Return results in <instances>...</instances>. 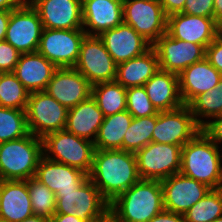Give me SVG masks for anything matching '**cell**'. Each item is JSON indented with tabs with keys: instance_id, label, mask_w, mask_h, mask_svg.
<instances>
[{
	"instance_id": "obj_5",
	"label": "cell",
	"mask_w": 222,
	"mask_h": 222,
	"mask_svg": "<svg viewBox=\"0 0 222 222\" xmlns=\"http://www.w3.org/2000/svg\"><path fill=\"white\" fill-rule=\"evenodd\" d=\"M43 156L90 174L95 152L94 143L66 129L49 133L42 138ZM51 154V156H50Z\"/></svg>"
},
{
	"instance_id": "obj_4",
	"label": "cell",
	"mask_w": 222,
	"mask_h": 222,
	"mask_svg": "<svg viewBox=\"0 0 222 222\" xmlns=\"http://www.w3.org/2000/svg\"><path fill=\"white\" fill-rule=\"evenodd\" d=\"M42 157V138L31 133L0 143V180L19 181L34 177Z\"/></svg>"
},
{
	"instance_id": "obj_20",
	"label": "cell",
	"mask_w": 222,
	"mask_h": 222,
	"mask_svg": "<svg viewBox=\"0 0 222 222\" xmlns=\"http://www.w3.org/2000/svg\"><path fill=\"white\" fill-rule=\"evenodd\" d=\"M82 19L85 33L99 36L123 22V0H82Z\"/></svg>"
},
{
	"instance_id": "obj_3",
	"label": "cell",
	"mask_w": 222,
	"mask_h": 222,
	"mask_svg": "<svg viewBox=\"0 0 222 222\" xmlns=\"http://www.w3.org/2000/svg\"><path fill=\"white\" fill-rule=\"evenodd\" d=\"M202 130L181 149L180 173L211 189L222 188V153Z\"/></svg>"
},
{
	"instance_id": "obj_44",
	"label": "cell",
	"mask_w": 222,
	"mask_h": 222,
	"mask_svg": "<svg viewBox=\"0 0 222 222\" xmlns=\"http://www.w3.org/2000/svg\"><path fill=\"white\" fill-rule=\"evenodd\" d=\"M50 222H86L74 215L69 214H54Z\"/></svg>"
},
{
	"instance_id": "obj_6",
	"label": "cell",
	"mask_w": 222,
	"mask_h": 222,
	"mask_svg": "<svg viewBox=\"0 0 222 222\" xmlns=\"http://www.w3.org/2000/svg\"><path fill=\"white\" fill-rule=\"evenodd\" d=\"M55 214H69L86 222H97L109 214V203L87 178L76 191L56 193Z\"/></svg>"
},
{
	"instance_id": "obj_9",
	"label": "cell",
	"mask_w": 222,
	"mask_h": 222,
	"mask_svg": "<svg viewBox=\"0 0 222 222\" xmlns=\"http://www.w3.org/2000/svg\"><path fill=\"white\" fill-rule=\"evenodd\" d=\"M123 22L151 45L167 33V16L159 0H123Z\"/></svg>"
},
{
	"instance_id": "obj_15",
	"label": "cell",
	"mask_w": 222,
	"mask_h": 222,
	"mask_svg": "<svg viewBox=\"0 0 222 222\" xmlns=\"http://www.w3.org/2000/svg\"><path fill=\"white\" fill-rule=\"evenodd\" d=\"M161 185L164 210L182 215L211 190L207 185L180 172L162 180Z\"/></svg>"
},
{
	"instance_id": "obj_11",
	"label": "cell",
	"mask_w": 222,
	"mask_h": 222,
	"mask_svg": "<svg viewBox=\"0 0 222 222\" xmlns=\"http://www.w3.org/2000/svg\"><path fill=\"white\" fill-rule=\"evenodd\" d=\"M74 68L94 85L115 81L117 64L99 36L86 35L81 43L79 58Z\"/></svg>"
},
{
	"instance_id": "obj_25",
	"label": "cell",
	"mask_w": 222,
	"mask_h": 222,
	"mask_svg": "<svg viewBox=\"0 0 222 222\" xmlns=\"http://www.w3.org/2000/svg\"><path fill=\"white\" fill-rule=\"evenodd\" d=\"M146 93L158 111H171L184 105L178 75L158 70L145 84Z\"/></svg>"
},
{
	"instance_id": "obj_35",
	"label": "cell",
	"mask_w": 222,
	"mask_h": 222,
	"mask_svg": "<svg viewBox=\"0 0 222 222\" xmlns=\"http://www.w3.org/2000/svg\"><path fill=\"white\" fill-rule=\"evenodd\" d=\"M27 188L34 215L51 220L56 210L55 194L34 177L27 180Z\"/></svg>"
},
{
	"instance_id": "obj_48",
	"label": "cell",
	"mask_w": 222,
	"mask_h": 222,
	"mask_svg": "<svg viewBox=\"0 0 222 222\" xmlns=\"http://www.w3.org/2000/svg\"><path fill=\"white\" fill-rule=\"evenodd\" d=\"M97 222H114V219L110 214H108L103 219H101Z\"/></svg>"
},
{
	"instance_id": "obj_21",
	"label": "cell",
	"mask_w": 222,
	"mask_h": 222,
	"mask_svg": "<svg viewBox=\"0 0 222 222\" xmlns=\"http://www.w3.org/2000/svg\"><path fill=\"white\" fill-rule=\"evenodd\" d=\"M34 178L56 194L76 191L88 178V175L77 168L43 156L39 161Z\"/></svg>"
},
{
	"instance_id": "obj_37",
	"label": "cell",
	"mask_w": 222,
	"mask_h": 222,
	"mask_svg": "<svg viewBox=\"0 0 222 222\" xmlns=\"http://www.w3.org/2000/svg\"><path fill=\"white\" fill-rule=\"evenodd\" d=\"M20 54L6 40L0 41V73L14 72Z\"/></svg>"
},
{
	"instance_id": "obj_30",
	"label": "cell",
	"mask_w": 222,
	"mask_h": 222,
	"mask_svg": "<svg viewBox=\"0 0 222 222\" xmlns=\"http://www.w3.org/2000/svg\"><path fill=\"white\" fill-rule=\"evenodd\" d=\"M195 121L202 128L206 121L202 118H214L222 115V78L217 87L196 96L188 104Z\"/></svg>"
},
{
	"instance_id": "obj_23",
	"label": "cell",
	"mask_w": 222,
	"mask_h": 222,
	"mask_svg": "<svg viewBox=\"0 0 222 222\" xmlns=\"http://www.w3.org/2000/svg\"><path fill=\"white\" fill-rule=\"evenodd\" d=\"M33 215L27 180H0V219L21 222Z\"/></svg>"
},
{
	"instance_id": "obj_19",
	"label": "cell",
	"mask_w": 222,
	"mask_h": 222,
	"mask_svg": "<svg viewBox=\"0 0 222 222\" xmlns=\"http://www.w3.org/2000/svg\"><path fill=\"white\" fill-rule=\"evenodd\" d=\"M99 38L116 64L138 57L152 47L134 28L124 22L104 31Z\"/></svg>"
},
{
	"instance_id": "obj_18",
	"label": "cell",
	"mask_w": 222,
	"mask_h": 222,
	"mask_svg": "<svg viewBox=\"0 0 222 222\" xmlns=\"http://www.w3.org/2000/svg\"><path fill=\"white\" fill-rule=\"evenodd\" d=\"M31 6L44 29H83L82 0H36Z\"/></svg>"
},
{
	"instance_id": "obj_31",
	"label": "cell",
	"mask_w": 222,
	"mask_h": 222,
	"mask_svg": "<svg viewBox=\"0 0 222 222\" xmlns=\"http://www.w3.org/2000/svg\"><path fill=\"white\" fill-rule=\"evenodd\" d=\"M156 120L157 114L148 117H133L129 128L124 134L123 150L136 153L152 142Z\"/></svg>"
},
{
	"instance_id": "obj_22",
	"label": "cell",
	"mask_w": 222,
	"mask_h": 222,
	"mask_svg": "<svg viewBox=\"0 0 222 222\" xmlns=\"http://www.w3.org/2000/svg\"><path fill=\"white\" fill-rule=\"evenodd\" d=\"M178 78L181 99L188 105L199 94L217 87L222 74L204 58L188 66Z\"/></svg>"
},
{
	"instance_id": "obj_8",
	"label": "cell",
	"mask_w": 222,
	"mask_h": 222,
	"mask_svg": "<svg viewBox=\"0 0 222 222\" xmlns=\"http://www.w3.org/2000/svg\"><path fill=\"white\" fill-rule=\"evenodd\" d=\"M179 145L150 142L135 153L140 179L162 181L181 169Z\"/></svg>"
},
{
	"instance_id": "obj_27",
	"label": "cell",
	"mask_w": 222,
	"mask_h": 222,
	"mask_svg": "<svg viewBox=\"0 0 222 222\" xmlns=\"http://www.w3.org/2000/svg\"><path fill=\"white\" fill-rule=\"evenodd\" d=\"M159 69L157 52L151 47L144 54L117 64L115 81L126 89L144 86Z\"/></svg>"
},
{
	"instance_id": "obj_12",
	"label": "cell",
	"mask_w": 222,
	"mask_h": 222,
	"mask_svg": "<svg viewBox=\"0 0 222 222\" xmlns=\"http://www.w3.org/2000/svg\"><path fill=\"white\" fill-rule=\"evenodd\" d=\"M201 127L195 121L188 105L171 111H159L152 134V142L183 147L192 140Z\"/></svg>"
},
{
	"instance_id": "obj_13",
	"label": "cell",
	"mask_w": 222,
	"mask_h": 222,
	"mask_svg": "<svg viewBox=\"0 0 222 222\" xmlns=\"http://www.w3.org/2000/svg\"><path fill=\"white\" fill-rule=\"evenodd\" d=\"M43 29L38 12L23 5L11 10L5 40L21 54L37 52Z\"/></svg>"
},
{
	"instance_id": "obj_49",
	"label": "cell",
	"mask_w": 222,
	"mask_h": 222,
	"mask_svg": "<svg viewBox=\"0 0 222 222\" xmlns=\"http://www.w3.org/2000/svg\"><path fill=\"white\" fill-rule=\"evenodd\" d=\"M36 0H23L24 5H31Z\"/></svg>"
},
{
	"instance_id": "obj_33",
	"label": "cell",
	"mask_w": 222,
	"mask_h": 222,
	"mask_svg": "<svg viewBox=\"0 0 222 222\" xmlns=\"http://www.w3.org/2000/svg\"><path fill=\"white\" fill-rule=\"evenodd\" d=\"M28 134L26 111L0 106V143L17 140Z\"/></svg>"
},
{
	"instance_id": "obj_24",
	"label": "cell",
	"mask_w": 222,
	"mask_h": 222,
	"mask_svg": "<svg viewBox=\"0 0 222 222\" xmlns=\"http://www.w3.org/2000/svg\"><path fill=\"white\" fill-rule=\"evenodd\" d=\"M57 69L58 67L55 64L47 60L37 51L20 54L13 73L31 93L45 91L51 77Z\"/></svg>"
},
{
	"instance_id": "obj_50",
	"label": "cell",
	"mask_w": 222,
	"mask_h": 222,
	"mask_svg": "<svg viewBox=\"0 0 222 222\" xmlns=\"http://www.w3.org/2000/svg\"><path fill=\"white\" fill-rule=\"evenodd\" d=\"M213 222H222V216L219 218H216Z\"/></svg>"
},
{
	"instance_id": "obj_46",
	"label": "cell",
	"mask_w": 222,
	"mask_h": 222,
	"mask_svg": "<svg viewBox=\"0 0 222 222\" xmlns=\"http://www.w3.org/2000/svg\"><path fill=\"white\" fill-rule=\"evenodd\" d=\"M214 19L222 27V0H213Z\"/></svg>"
},
{
	"instance_id": "obj_1",
	"label": "cell",
	"mask_w": 222,
	"mask_h": 222,
	"mask_svg": "<svg viewBox=\"0 0 222 222\" xmlns=\"http://www.w3.org/2000/svg\"><path fill=\"white\" fill-rule=\"evenodd\" d=\"M88 178L111 203L140 180L135 153L118 150H95Z\"/></svg>"
},
{
	"instance_id": "obj_42",
	"label": "cell",
	"mask_w": 222,
	"mask_h": 222,
	"mask_svg": "<svg viewBox=\"0 0 222 222\" xmlns=\"http://www.w3.org/2000/svg\"><path fill=\"white\" fill-rule=\"evenodd\" d=\"M149 222H186L185 216L174 212L163 210L150 219Z\"/></svg>"
},
{
	"instance_id": "obj_34",
	"label": "cell",
	"mask_w": 222,
	"mask_h": 222,
	"mask_svg": "<svg viewBox=\"0 0 222 222\" xmlns=\"http://www.w3.org/2000/svg\"><path fill=\"white\" fill-rule=\"evenodd\" d=\"M186 222H213L222 216V188L210 192L185 214Z\"/></svg>"
},
{
	"instance_id": "obj_41",
	"label": "cell",
	"mask_w": 222,
	"mask_h": 222,
	"mask_svg": "<svg viewBox=\"0 0 222 222\" xmlns=\"http://www.w3.org/2000/svg\"><path fill=\"white\" fill-rule=\"evenodd\" d=\"M186 0H159L165 15L168 17L175 13H181Z\"/></svg>"
},
{
	"instance_id": "obj_2",
	"label": "cell",
	"mask_w": 222,
	"mask_h": 222,
	"mask_svg": "<svg viewBox=\"0 0 222 222\" xmlns=\"http://www.w3.org/2000/svg\"><path fill=\"white\" fill-rule=\"evenodd\" d=\"M164 210L161 181L140 179L109 203L115 222H149Z\"/></svg>"
},
{
	"instance_id": "obj_38",
	"label": "cell",
	"mask_w": 222,
	"mask_h": 222,
	"mask_svg": "<svg viewBox=\"0 0 222 222\" xmlns=\"http://www.w3.org/2000/svg\"><path fill=\"white\" fill-rule=\"evenodd\" d=\"M181 13L214 17V2L213 0H186Z\"/></svg>"
},
{
	"instance_id": "obj_14",
	"label": "cell",
	"mask_w": 222,
	"mask_h": 222,
	"mask_svg": "<svg viewBox=\"0 0 222 222\" xmlns=\"http://www.w3.org/2000/svg\"><path fill=\"white\" fill-rule=\"evenodd\" d=\"M152 47L157 52L160 70L177 75L203 60L206 54L202 45L172 38L168 33L163 34Z\"/></svg>"
},
{
	"instance_id": "obj_10",
	"label": "cell",
	"mask_w": 222,
	"mask_h": 222,
	"mask_svg": "<svg viewBox=\"0 0 222 222\" xmlns=\"http://www.w3.org/2000/svg\"><path fill=\"white\" fill-rule=\"evenodd\" d=\"M86 35L83 29H43L38 52L58 68L74 67Z\"/></svg>"
},
{
	"instance_id": "obj_17",
	"label": "cell",
	"mask_w": 222,
	"mask_h": 222,
	"mask_svg": "<svg viewBox=\"0 0 222 222\" xmlns=\"http://www.w3.org/2000/svg\"><path fill=\"white\" fill-rule=\"evenodd\" d=\"M45 91L67 109L91 97L92 84L74 67L58 68Z\"/></svg>"
},
{
	"instance_id": "obj_45",
	"label": "cell",
	"mask_w": 222,
	"mask_h": 222,
	"mask_svg": "<svg viewBox=\"0 0 222 222\" xmlns=\"http://www.w3.org/2000/svg\"><path fill=\"white\" fill-rule=\"evenodd\" d=\"M23 5V0H0V11L13 10Z\"/></svg>"
},
{
	"instance_id": "obj_43",
	"label": "cell",
	"mask_w": 222,
	"mask_h": 222,
	"mask_svg": "<svg viewBox=\"0 0 222 222\" xmlns=\"http://www.w3.org/2000/svg\"><path fill=\"white\" fill-rule=\"evenodd\" d=\"M11 10L0 11V41L5 40Z\"/></svg>"
},
{
	"instance_id": "obj_40",
	"label": "cell",
	"mask_w": 222,
	"mask_h": 222,
	"mask_svg": "<svg viewBox=\"0 0 222 222\" xmlns=\"http://www.w3.org/2000/svg\"><path fill=\"white\" fill-rule=\"evenodd\" d=\"M206 120L201 130L218 146L222 143V115Z\"/></svg>"
},
{
	"instance_id": "obj_36",
	"label": "cell",
	"mask_w": 222,
	"mask_h": 222,
	"mask_svg": "<svg viewBox=\"0 0 222 222\" xmlns=\"http://www.w3.org/2000/svg\"><path fill=\"white\" fill-rule=\"evenodd\" d=\"M126 110L135 118L148 117L159 113L151 103L144 86L126 89Z\"/></svg>"
},
{
	"instance_id": "obj_16",
	"label": "cell",
	"mask_w": 222,
	"mask_h": 222,
	"mask_svg": "<svg viewBox=\"0 0 222 222\" xmlns=\"http://www.w3.org/2000/svg\"><path fill=\"white\" fill-rule=\"evenodd\" d=\"M222 32L214 17L175 13L167 17V33L178 40L206 47Z\"/></svg>"
},
{
	"instance_id": "obj_26",
	"label": "cell",
	"mask_w": 222,
	"mask_h": 222,
	"mask_svg": "<svg viewBox=\"0 0 222 222\" xmlns=\"http://www.w3.org/2000/svg\"><path fill=\"white\" fill-rule=\"evenodd\" d=\"M103 120V112L91 96L75 107L68 109L65 129L94 143Z\"/></svg>"
},
{
	"instance_id": "obj_28",
	"label": "cell",
	"mask_w": 222,
	"mask_h": 222,
	"mask_svg": "<svg viewBox=\"0 0 222 222\" xmlns=\"http://www.w3.org/2000/svg\"><path fill=\"white\" fill-rule=\"evenodd\" d=\"M132 119L127 110L104 117L94 141L95 150H123L124 134Z\"/></svg>"
},
{
	"instance_id": "obj_7",
	"label": "cell",
	"mask_w": 222,
	"mask_h": 222,
	"mask_svg": "<svg viewBox=\"0 0 222 222\" xmlns=\"http://www.w3.org/2000/svg\"><path fill=\"white\" fill-rule=\"evenodd\" d=\"M25 111L29 133L36 137L43 138L66 127L68 109L46 91L31 92Z\"/></svg>"
},
{
	"instance_id": "obj_29",
	"label": "cell",
	"mask_w": 222,
	"mask_h": 222,
	"mask_svg": "<svg viewBox=\"0 0 222 222\" xmlns=\"http://www.w3.org/2000/svg\"><path fill=\"white\" fill-rule=\"evenodd\" d=\"M91 96L104 117L126 110V88L116 81L92 85Z\"/></svg>"
},
{
	"instance_id": "obj_39",
	"label": "cell",
	"mask_w": 222,
	"mask_h": 222,
	"mask_svg": "<svg viewBox=\"0 0 222 222\" xmlns=\"http://www.w3.org/2000/svg\"><path fill=\"white\" fill-rule=\"evenodd\" d=\"M205 58L222 74V32L206 47Z\"/></svg>"
},
{
	"instance_id": "obj_47",
	"label": "cell",
	"mask_w": 222,
	"mask_h": 222,
	"mask_svg": "<svg viewBox=\"0 0 222 222\" xmlns=\"http://www.w3.org/2000/svg\"><path fill=\"white\" fill-rule=\"evenodd\" d=\"M21 222H50V220L45 217L33 215L29 218L22 220Z\"/></svg>"
},
{
	"instance_id": "obj_32",
	"label": "cell",
	"mask_w": 222,
	"mask_h": 222,
	"mask_svg": "<svg viewBox=\"0 0 222 222\" xmlns=\"http://www.w3.org/2000/svg\"><path fill=\"white\" fill-rule=\"evenodd\" d=\"M30 92L13 72L0 73V106L26 110Z\"/></svg>"
}]
</instances>
